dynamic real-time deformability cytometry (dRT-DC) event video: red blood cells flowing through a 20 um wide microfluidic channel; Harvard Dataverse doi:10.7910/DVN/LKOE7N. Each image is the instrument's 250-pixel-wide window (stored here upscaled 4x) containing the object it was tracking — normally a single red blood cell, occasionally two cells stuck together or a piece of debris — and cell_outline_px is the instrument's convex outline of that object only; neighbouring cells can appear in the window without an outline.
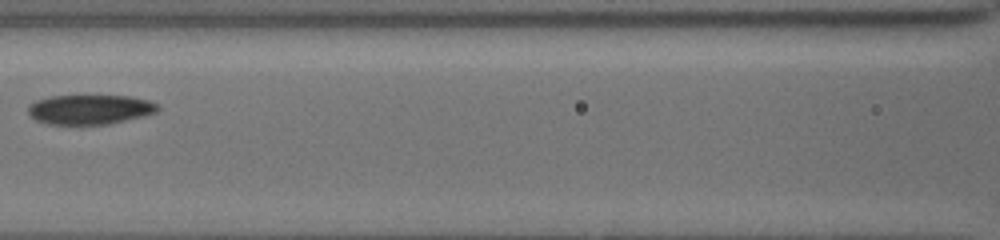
{"species": "common noctule bat (a hibernating species)", "species_latin": "Nyctalus noctula", "temperature_condition": "cold", "stored_images_in_passage": 5, "camera_frame_rate_fps": 3000, "um_per_image_px": 0.085, "animal": {"sex": "female", "body_mass_g": 19.5, "forearm_length_mm": 54.1}, "frame": {"image": 1, "passage_image": 3, "time_ms": 2.333, "image_size_px": [1000, 240], "cell_outline_px": [[160, 108], [156, 112], [144, 116], [108, 124], [48, 124], [36, 120], [28, 116], [28, 108], [36, 100], [52, 96], [132, 96], [148, 100], [160, 104]], "centroid_in_image_um": [7.67, 9.3], "position_along_channel_um": 158.9, "area_um2": 22.43}}
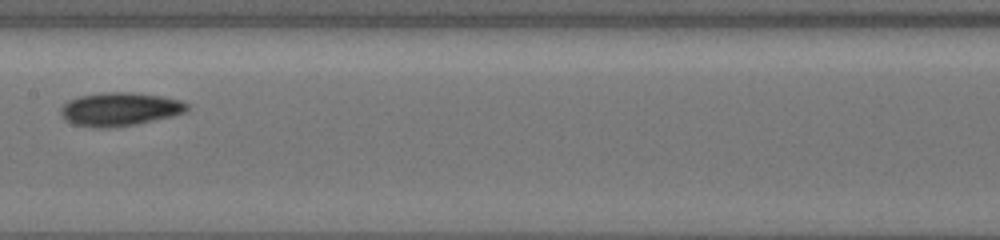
{"frame": {"image": 2, "passage_image": 4, "time_ms": 3.333, "image_size_px": [1000, 240], "cell_outline_px": [[188, 108], [184, 112], [172, 116], [136, 124], [100, 128], [72, 124], [64, 120], [60, 116], [60, 108], [68, 100], [76, 96], [100, 92], [132, 92], [164, 96], [180, 100], [188, 104]], "centroid_in_image_um": [10.13, 9.26], "position_along_channel_um": 197.3, "area_um2": 24.8}}